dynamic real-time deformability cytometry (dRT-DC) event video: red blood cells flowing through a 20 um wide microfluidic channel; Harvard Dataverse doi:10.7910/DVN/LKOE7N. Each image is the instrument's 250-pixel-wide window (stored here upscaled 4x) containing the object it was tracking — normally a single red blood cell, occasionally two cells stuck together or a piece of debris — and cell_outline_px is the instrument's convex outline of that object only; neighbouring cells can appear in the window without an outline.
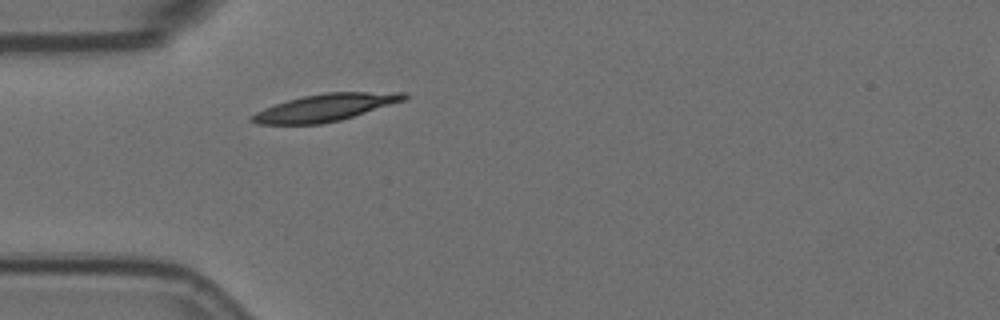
{"species": "Egyptian fruit bat (a non-hibernating species)", "species_latin": "Rousettus aegyptiacus", "temperature_condition": "room temperature", "stored_images_in_passage": 1, "camera_frame_rate_fps": 3000, "um_per_image_px": 0.085, "animal": {"sex": "female"}, "frame": {"image": 1, "passage_image": 1, "time_ms": 0.0, "image_size_px": [1000, 320], "cell_outline_px": [[408, 96], [404, 100], [340, 120], [320, 124], [256, 124], [248, 120], [248, 116], [264, 108], [288, 100], [304, 96], [324, 92], [408, 92]], "centroid_in_image_um": [27.6, 9.14], "position_along_channel_um": 57.4, "area_um2": 23.99}}